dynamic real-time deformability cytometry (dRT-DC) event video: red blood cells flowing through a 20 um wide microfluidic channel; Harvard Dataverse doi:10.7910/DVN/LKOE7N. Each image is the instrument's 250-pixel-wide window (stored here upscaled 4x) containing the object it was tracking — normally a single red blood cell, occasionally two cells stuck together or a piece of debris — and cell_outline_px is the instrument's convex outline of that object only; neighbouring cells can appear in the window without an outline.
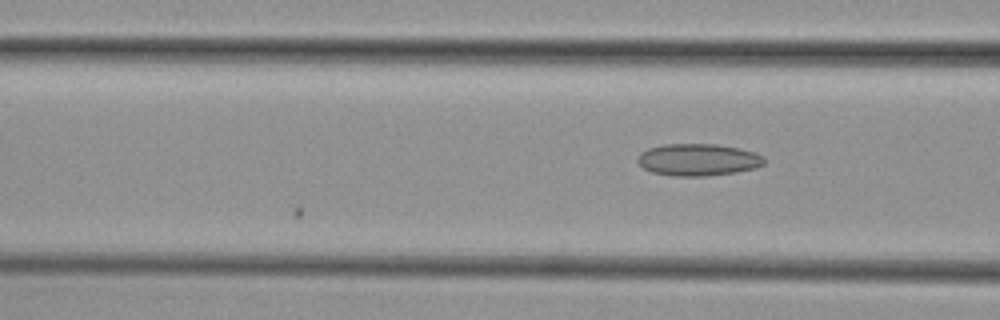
{"species": "common noctule bat (a hibernating species)", "species_latin": "Nyctalus noctula", "temperature_condition": "cold", "stored_images_in_passage": 14, "camera_frame_rate_fps": 3000, "um_per_image_px": 0.085, "animal": {"sex": "female", "body_mass_g": 29.2, "forearm_length_mm": 56.3}, "frame": {"image": 1, "passage_image": 14, "time_ms": 4.333, "image_size_px": [1000, 320], "cell_outline_px": [[764, 164], [756, 168], [736, 172], [708, 176], [672, 176], [652, 172], [644, 168], [636, 160], [640, 152], [648, 148], [664, 144], [716, 144], [740, 148], [756, 152], [764, 156]], "centroid_in_image_um": [59.35, 13.57], "position_along_channel_um": 107.3, "area_um2": 23.87}}